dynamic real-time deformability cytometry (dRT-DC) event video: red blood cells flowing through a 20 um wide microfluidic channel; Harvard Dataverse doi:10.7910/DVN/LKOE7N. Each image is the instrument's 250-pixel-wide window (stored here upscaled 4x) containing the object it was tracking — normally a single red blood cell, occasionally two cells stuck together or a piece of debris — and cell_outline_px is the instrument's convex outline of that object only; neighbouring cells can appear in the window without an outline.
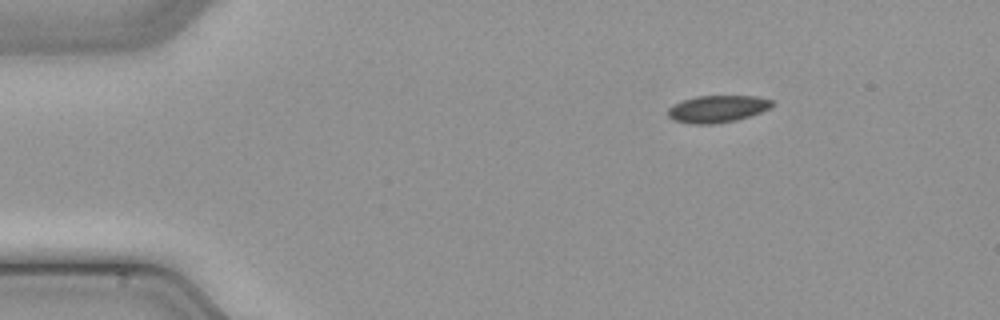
{"species": "common noctule bat (a hibernating species)", "species_latin": "Nyctalus noctula", "temperature_condition": "cold", "stored_images_in_passage": 42, "camera_frame_rate_fps": 3000, "um_per_image_px": 0.085, "animal": {"sex": "male", "body_mass_g": 21.5, "forearm_length_mm": 52.0}, "frame": {"image": 1, "passage_image": 1, "time_ms": 0.0, "image_size_px": [1000, 320], "cell_outline_px": [[776, 104], [760, 112], [736, 120], [716, 124], [692, 124], [672, 120], [668, 116], [668, 108], [672, 104], [696, 96], [756, 96], [776, 100]], "centroid_in_image_um": [60.98, 9.25], "position_along_channel_um": 24.0, "area_um2": 16.59}}
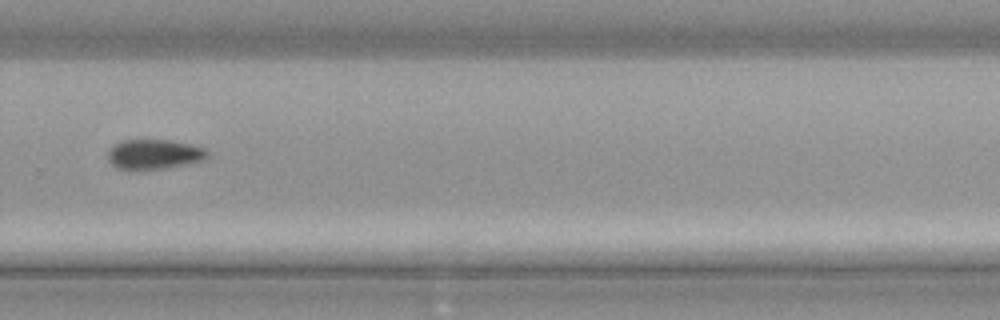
{"frame": {"image": 2, "passage_image": 27, "time_ms": 8.667, "image_size_px": [1000, 320], "cell_outline_px": [[208, 156], [204, 160], [188, 164], [160, 168], [120, 168], [112, 164], [108, 160], [108, 152], [116, 144], [124, 140], [168, 140], [188, 144], [204, 148], [208, 152]], "centroid_in_image_um": [13.14, 13.1], "position_along_channel_um": 316.7, "area_um2": 16.7}}
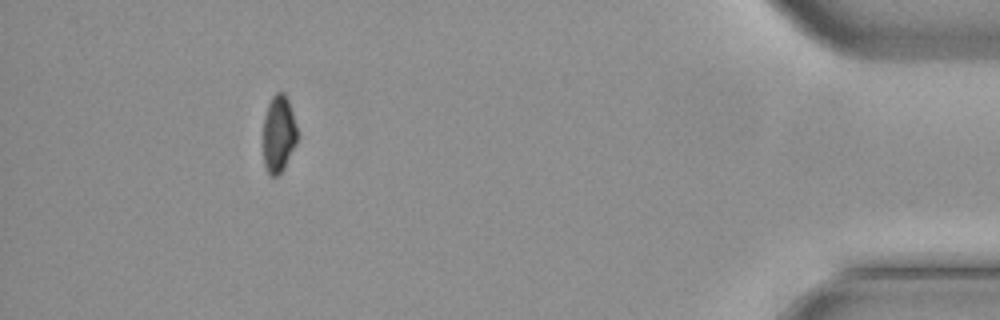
{"frame": {"image": 3, "passage_image": 38, "time_ms": 12.333, "image_size_px": [1000, 320], "cell_outline_px": [[296, 140], [284, 168], [276, 176], [272, 176], [268, 172], [264, 164], [264, 116], [268, 104], [272, 96], [276, 92], [284, 92], [288, 100], [292, 112], [296, 128]], "centroid_in_image_um": [23.66, 11.35], "position_along_channel_um": 411.5, "area_um2": 14.85}}